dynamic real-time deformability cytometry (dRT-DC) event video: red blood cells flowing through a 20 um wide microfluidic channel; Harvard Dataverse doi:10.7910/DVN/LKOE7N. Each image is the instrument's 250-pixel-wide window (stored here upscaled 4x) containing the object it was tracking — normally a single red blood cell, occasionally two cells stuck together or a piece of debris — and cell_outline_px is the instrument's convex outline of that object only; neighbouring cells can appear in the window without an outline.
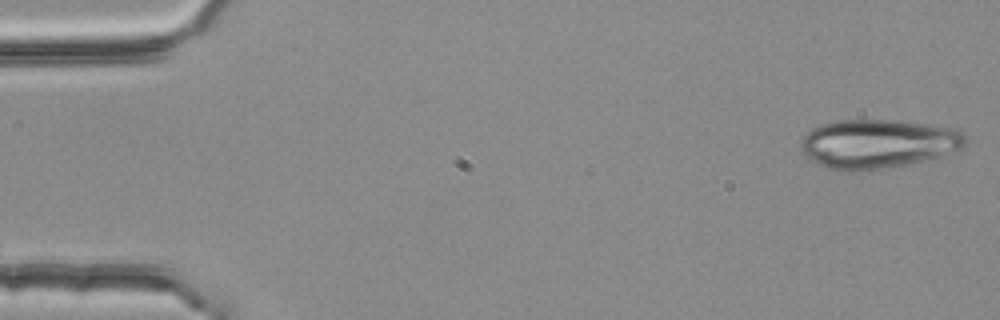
{"species": "common noctule bat (a hibernating species)", "species_latin": "Nyctalus noctula", "temperature_condition": "room temperature", "stored_images_in_passage": 3, "camera_frame_rate_fps": 3000, "um_per_image_px": 0.085, "animal": {"sex": "female", "body_mass_g": 25.1}, "frame": {"image": 1, "passage_image": 1, "time_ms": 0.0, "image_size_px": [1000, 320], "cell_outline_px": [[964, 144], [960, 148], [936, 156], [904, 164], [884, 168], [856, 172], [840, 172], [828, 168], [804, 156], [800, 148], [800, 144], [804, 136], [812, 128], [820, 124], [840, 120], [900, 120], [956, 128], [964, 132]], "centroid_in_image_um": [74.54, 12.21], "position_along_channel_um": 10.5, "area_um2": 46.76}}